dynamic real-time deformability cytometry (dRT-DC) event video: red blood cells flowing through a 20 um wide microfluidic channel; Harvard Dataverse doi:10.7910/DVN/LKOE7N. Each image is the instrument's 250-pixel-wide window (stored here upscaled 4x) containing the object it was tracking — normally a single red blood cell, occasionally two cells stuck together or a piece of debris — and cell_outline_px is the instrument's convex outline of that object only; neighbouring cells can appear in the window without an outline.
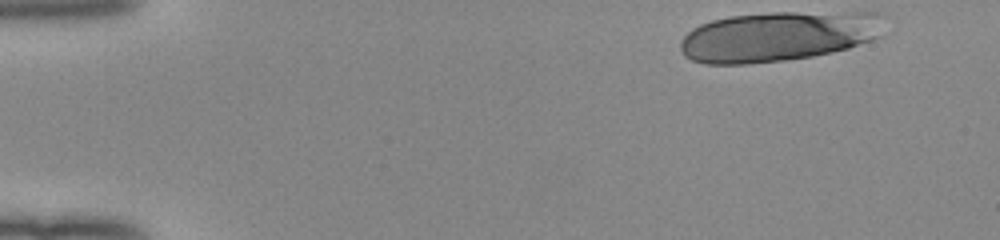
{"species": "human", "species_latin": "Homo sapiens", "temperature_condition": "room temperature", "stored_images_in_passage": 43, "camera_frame_rate_fps": 3000, "um_per_image_px": 0.085, "donor": {"sex": "female"}, "frame": {"image": 1, "passage_image": 1, "time_ms": 0.0, "image_size_px": [1000, 240], "cell_outline_px": [[884, 36], [848, 48], [832, 52], [812, 56], [788, 60], [748, 64], [704, 64], [692, 60], [684, 56], [680, 48], [680, 40], [692, 28], [700, 24], [712, 20], [728, 16], [772, 12], [880, 12], [884, 16]], "centroid_in_image_um": [66.2, 3.08], "position_along_channel_um": 18.8, "area_um2": 60.4}}
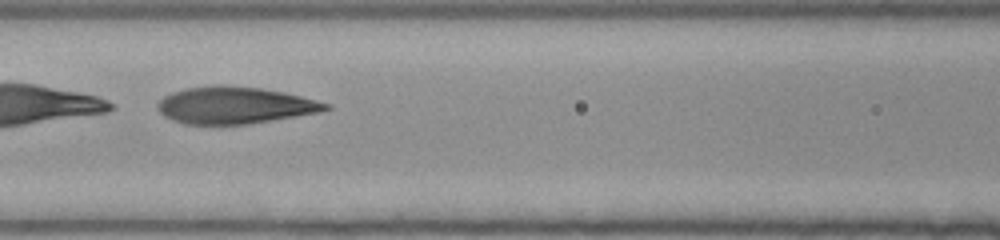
{"frame": {"image": 2, "passage_image": 20, "time_ms": 6.333, "image_size_px": [1000, 240], "cell_outline_px": [[332, 108], [320, 112], [248, 124], [184, 124], [172, 120], [164, 116], [156, 108], [156, 104], [164, 96], [172, 92], [184, 88], [216, 84], [220, 84], [260, 88], [284, 92], [332, 104]], "centroid_in_image_um": [19.93, 8.94], "position_along_channel_um": 146.7, "area_um2": 36.36}}
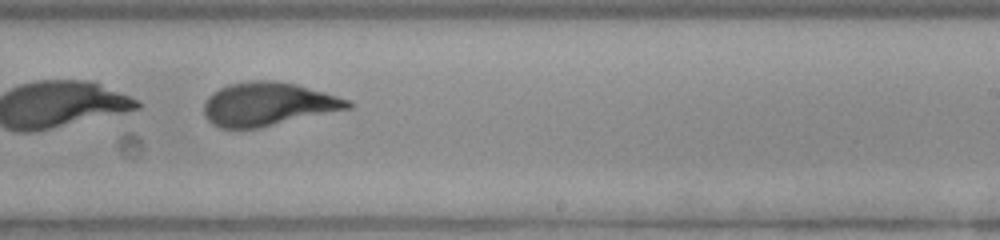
{"frame": {"image": 3, "passage_image": 29, "time_ms": 9.333, "image_size_px": [1000, 240], "cell_outline_px": [[352, 108], [260, 128], [220, 128], [212, 124], [204, 116], [204, 104], [208, 96], [212, 92], [228, 84], [252, 80], [272, 80], [296, 84], [352, 100]], "centroid_in_image_um": [22.78, 8.85], "position_along_channel_um": 266.2, "area_um2": 36.65}, "authors_computed_cell_mechanics": {"area_um2": 37.281, "velocity_mm_per_s": 4.0078, "shape_relaxation_time_tau1_ms": 1.8839, "shape_relaxation_time_tau2_ms": 1.1218, "deformation_change_tau1": 0.3376, "deformation_change_tau2": 0.0879}}